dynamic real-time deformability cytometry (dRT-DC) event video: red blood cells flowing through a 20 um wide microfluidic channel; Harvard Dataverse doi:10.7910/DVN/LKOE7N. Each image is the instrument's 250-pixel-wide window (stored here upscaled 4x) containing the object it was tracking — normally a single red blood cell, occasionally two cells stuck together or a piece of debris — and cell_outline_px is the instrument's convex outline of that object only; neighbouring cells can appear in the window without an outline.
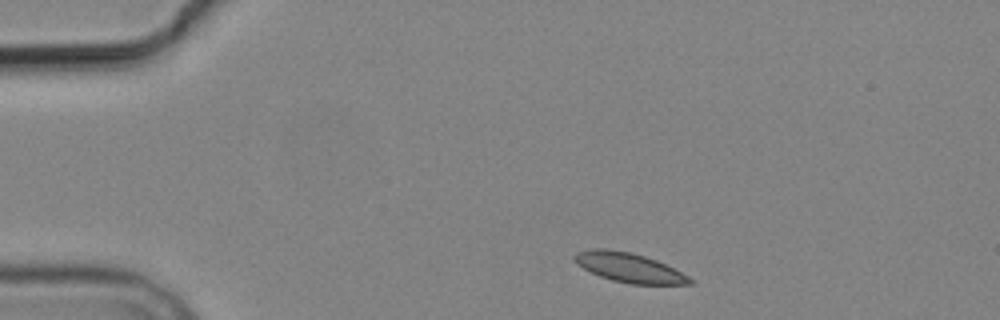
{"species": "common noctule bat (a hibernating species)", "species_latin": "Nyctalus noctula", "temperature_condition": "cold", "stored_images_in_passage": 4, "camera_frame_rate_fps": 3000, "um_per_image_px": 0.085, "animal": {"sex": "male", "body_mass_g": 19.2, "forearm_length_mm": 51.8}, "frame": {"image": 1, "passage_image": 1, "time_ms": 0.0, "image_size_px": [1000, 320], "cell_outline_px": [[696, 280], [692, 284], [628, 284], [612, 280], [600, 276], [584, 268], [572, 256], [576, 252], [592, 248], [604, 248], [628, 252], [644, 256], [656, 260]], "centroid_in_image_um": [53.49, 22.75], "position_along_channel_um": 31.5, "area_um2": 19.48}}
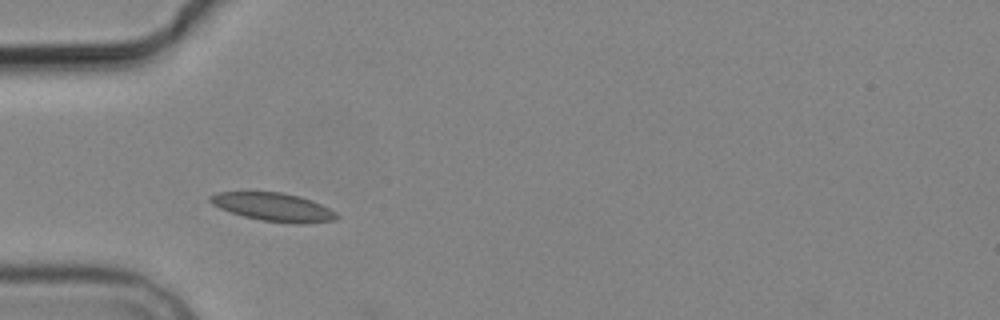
{"frame": {"image": 2, "passage_image": 3, "time_ms": 2.333, "image_size_px": [1000, 320], "cell_outline_px": [[340, 216], [336, 220], [304, 224], [300, 224], [260, 220], [244, 216], [220, 208], [212, 204], [208, 200], [208, 196], [216, 192], [280, 192], [300, 196], [312, 200], [336, 212]], "centroid_in_image_um": [23.25, 17.6], "position_along_channel_um": 61.7, "area_um2": 20.87}}